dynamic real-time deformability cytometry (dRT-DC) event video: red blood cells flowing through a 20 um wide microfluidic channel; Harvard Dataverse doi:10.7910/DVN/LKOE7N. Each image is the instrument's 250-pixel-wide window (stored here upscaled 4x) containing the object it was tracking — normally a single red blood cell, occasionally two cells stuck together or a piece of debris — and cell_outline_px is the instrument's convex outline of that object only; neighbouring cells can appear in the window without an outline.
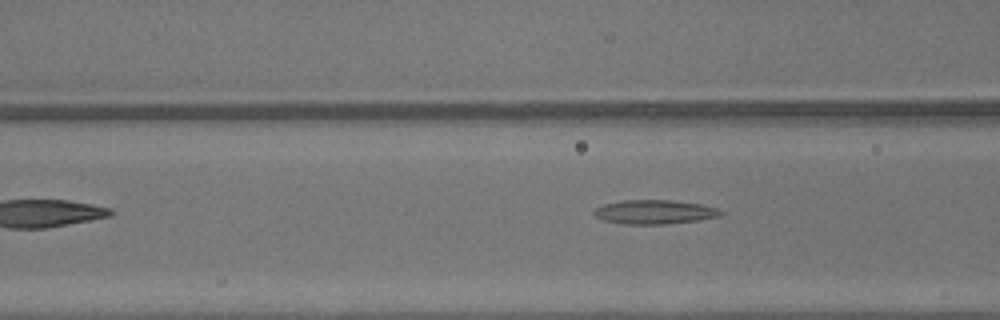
{"species": "common noctule bat (a hibernating species)", "species_latin": "Nyctalus noctula", "temperature_condition": "warm", "stored_images_in_passage": 5, "segment_of_instrument_passage": [2, 2], "camera_frame_rate_fps": 3000, "um_per_image_px": 0.085, "animal": {"sex": "male", "body_mass_g": 13.3}, "frame": {"image": 1, "passage_image": 5, "time_ms": 1.333, "image_size_px": [1000, 320], "cell_outline_px": [[724, 212], [720, 216], [700, 220], [664, 224], [620, 224], [604, 220], [596, 216], [592, 212], [596, 208], [604, 204], [624, 200], [672, 200], [700, 204], [716, 208]], "centroid_in_image_um": [55.63, 18.02], "position_along_channel_um": 111.0, "area_um2": 17.74}}